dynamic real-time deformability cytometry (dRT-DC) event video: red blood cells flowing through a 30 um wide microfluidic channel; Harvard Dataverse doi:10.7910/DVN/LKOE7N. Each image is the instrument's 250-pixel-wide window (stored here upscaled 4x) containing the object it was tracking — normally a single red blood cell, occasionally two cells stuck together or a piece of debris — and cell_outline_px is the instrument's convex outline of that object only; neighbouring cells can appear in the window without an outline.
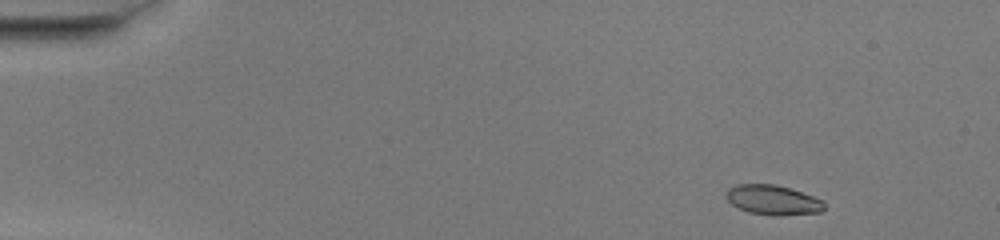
{"species": "common noctule bat (a hibernating species)", "species_latin": "Nyctalus noctula", "temperature_condition": "warm", "stored_images_in_passage": 46, "camera_frame_rate_fps": 3000, "um_per_image_px": 0.085, "animal": {"sex": "female", "body_mass_g": 20.0, "forearm_length_mm": 54.0}, "frame": {"image": 1, "passage_image": 1, "time_ms": 0.0, "image_size_px": [1000, 240], "cell_outline_px": [[824, 208], [820, 212], [780, 216], [776, 216], [748, 212], [736, 208], [724, 196], [724, 192], [728, 188], [736, 184], [776, 184], [824, 200]], "centroid_in_image_um": [65.64, 17.0], "position_along_channel_um": 19.4, "area_um2": 17.17}}
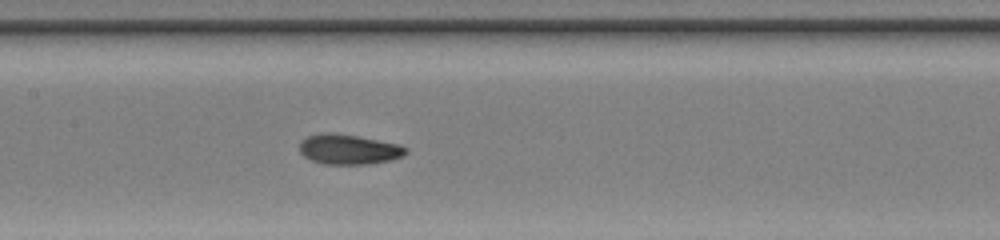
{"frame": {"image": 2, "passage_image": 21, "time_ms": 6.667, "image_size_px": [1000, 240], "cell_outline_px": [[408, 152], [404, 156], [392, 160], [368, 164], [324, 164], [312, 160], [304, 156], [300, 152], [300, 140], [308, 136], [324, 132], [356, 136], [400, 144], [408, 148]], "centroid_in_image_um": [29.67, 12.7], "position_along_channel_um": 177.7, "area_um2": 18.61}}
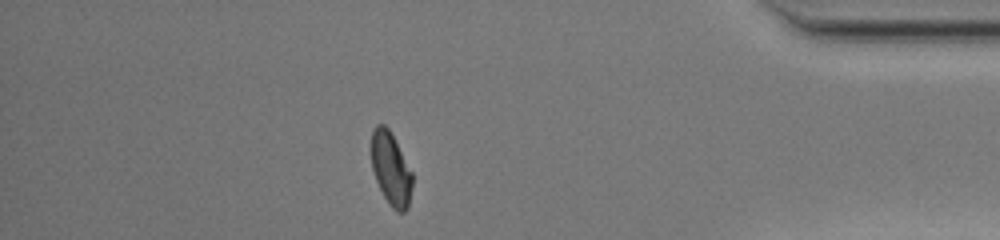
{"frame": {"image": 3, "passage_image": 40, "time_ms": 13.0, "image_size_px": [1000, 240], "cell_outline_px": [[412, 188], [408, 208], [404, 212], [396, 212], [388, 204], [376, 180], [372, 168], [372, 128], [376, 124], [384, 124], [388, 128], [412, 172]], "centroid_in_image_um": [33.23, 14.38], "position_along_channel_um": 402.0, "area_um2": 17.28}, "authors_computed_cell_mechanics": {"area_um2": 18.0336, "velocity_mm_per_s": 4.1071, "shape_relaxation_time_tau1_ms": null, "shape_relaxation_time_tau2_ms": 1.2441, "deformation_change_tau1": null, "deformation_change_tau2": 0.0576}}